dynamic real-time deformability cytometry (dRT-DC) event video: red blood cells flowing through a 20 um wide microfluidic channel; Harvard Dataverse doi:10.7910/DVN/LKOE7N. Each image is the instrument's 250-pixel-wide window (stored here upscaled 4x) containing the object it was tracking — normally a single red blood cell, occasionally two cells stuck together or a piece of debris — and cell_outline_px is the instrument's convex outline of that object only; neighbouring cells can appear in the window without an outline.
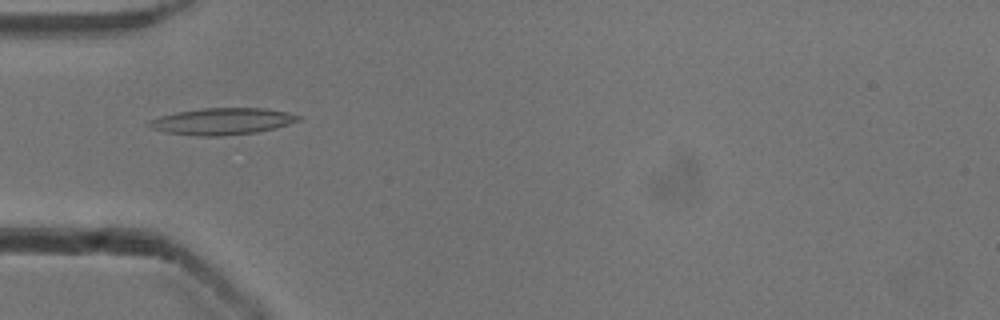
{"species": "common noctule bat (a hibernating species)", "species_latin": "Nyctalus noctula", "temperature_condition": "cold", "stored_images_in_passage": 45, "camera_frame_rate_fps": 3000, "um_per_image_px": 0.085, "animal": {"sex": "male", "body_mass_g": 13.3}, "frame": {"image": 1, "passage_image": 9, "time_ms": 2.667, "image_size_px": [1000, 320], "cell_outline_px": [[300, 120], [276, 128], [256, 132], [220, 136], [196, 136], [164, 132], [152, 128], [144, 124], [148, 120], [160, 116], [176, 112], [204, 108], [264, 108], [288, 112], [300, 116]], "centroid_in_image_um": [18.84, 10.31], "position_along_channel_um": 66.2, "area_um2": 23.29}}
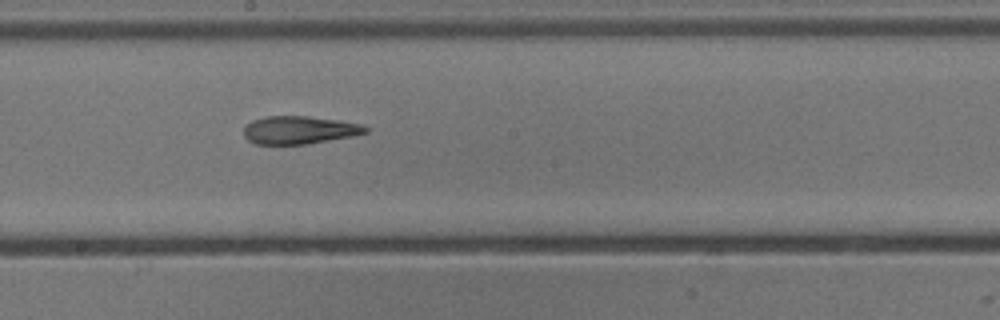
{"frame": {"image": 2, "passage_image": 21, "time_ms": 6.667, "image_size_px": [1000, 320], "cell_outline_px": [[368, 132], [352, 136], [308, 144], [256, 144], [248, 140], [244, 136], [244, 128], [252, 120], [264, 116], [308, 116], [340, 120], [360, 124], [368, 128]], "centroid_in_image_um": [25.44, 11.05], "position_along_channel_um": 222.8, "area_um2": 19.83}}
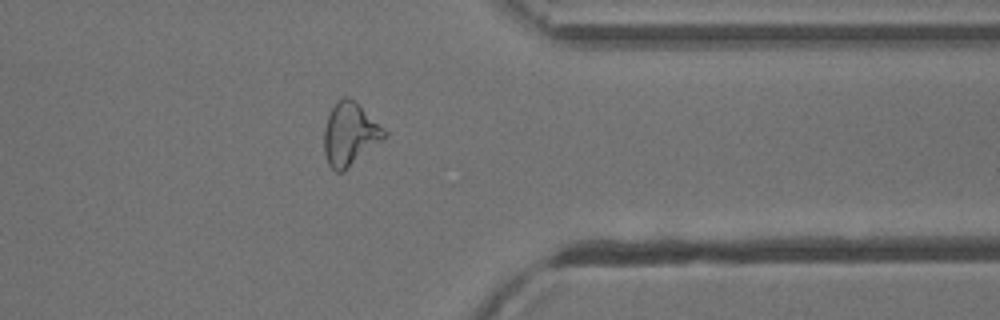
{"frame": {"image": 3, "passage_image": 34, "time_ms": 11.0, "image_size_px": [1000, 320], "cell_outline_px": [[388, 136], [344, 172], [336, 172], [328, 164], [324, 152], [324, 128], [328, 116], [336, 100], [344, 96], [348, 96], [384, 128], [388, 132]], "centroid_in_image_um": [29.74, 11.43], "position_along_channel_um": 381.7, "area_um2": 22.08}, "authors_computed_cell_mechanics": {"area_um2": 21.5594, "velocity_mm_per_s": 3.9053, "shape_relaxation_time_tau1_ms": null, "shape_relaxation_time_tau2_ms": 6.1249, "deformation_change_tau1": null, "deformation_change_tau2": 0.1872}}